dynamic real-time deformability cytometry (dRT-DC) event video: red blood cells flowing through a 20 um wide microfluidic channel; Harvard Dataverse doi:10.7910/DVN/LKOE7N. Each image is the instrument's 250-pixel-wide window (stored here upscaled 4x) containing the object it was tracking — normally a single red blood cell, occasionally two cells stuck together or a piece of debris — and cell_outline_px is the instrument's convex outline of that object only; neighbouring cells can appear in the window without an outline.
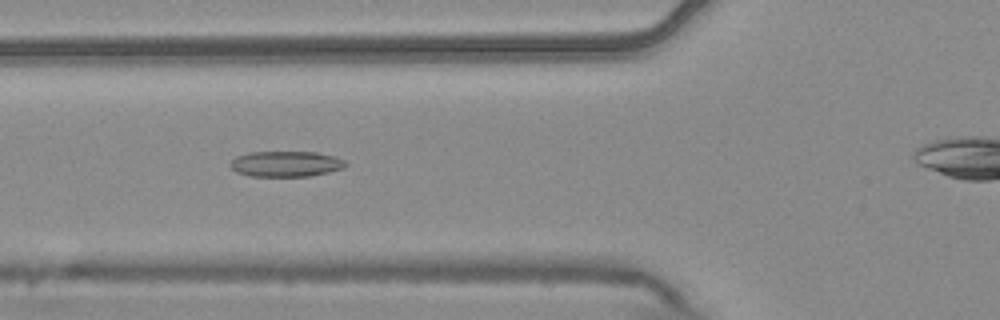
{"species": "common noctule bat (a hibernating species)", "species_latin": "Nyctalus noctula", "temperature_condition": "warm", "stored_images_in_passage": 9, "camera_frame_rate_fps": 3000, "um_per_image_px": 0.085, "animal": {"sex": "male", "body_mass_g": 20.4}, "frame": {"image": 1, "passage_image": 6, "time_ms": 1.667, "image_size_px": [1000, 320], "cell_outline_px": [[348, 164], [344, 168], [328, 172], [308, 176], [248, 176], [236, 172], [228, 164], [236, 156], [248, 152], [316, 152], [332, 156], [344, 160]], "centroid_in_image_um": [24.27, 13.93], "position_along_channel_um": 101.5, "area_um2": 17.22}}
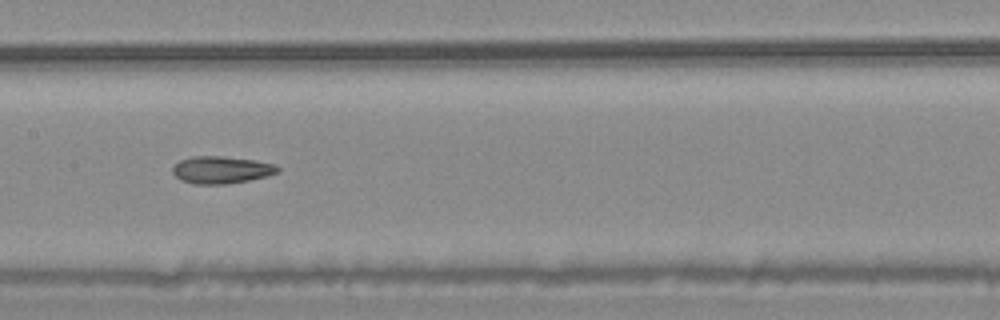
{"frame": {"image": 2, "passage_image": 8, "time_ms": 2.333, "image_size_px": [1000, 320], "cell_outline_px": [[280, 172], [248, 180], [228, 184], [196, 184], [180, 180], [172, 172], [172, 168], [180, 160], [192, 156], [224, 156], [252, 160], [272, 164], [280, 168]], "centroid_in_image_um": [18.78, 14.44], "position_along_channel_um": 188.6, "area_um2": 16.53}}
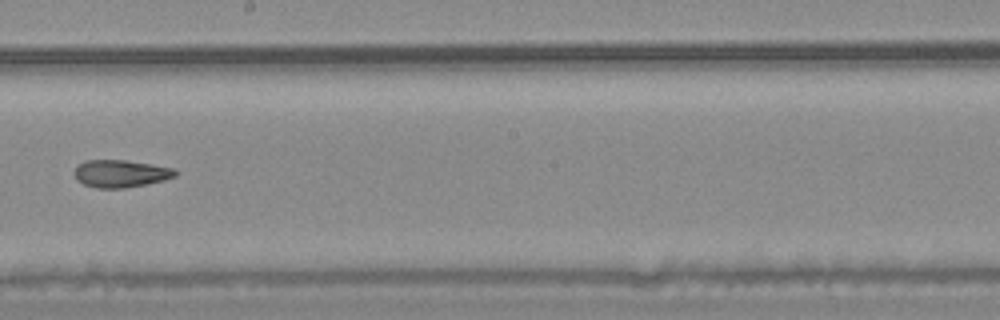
{"frame": {"image": 3, "passage_image": 9, "time_ms": 2.667, "image_size_px": [1000, 320], "cell_outline_px": [[180, 172], [176, 176], [164, 180], [124, 188], [96, 188], [84, 184], [76, 180], [72, 172], [84, 160], [124, 160], [176, 168]], "centroid_in_image_um": [10.26, 14.75], "position_along_channel_um": 237.9, "area_um2": 16.24}}